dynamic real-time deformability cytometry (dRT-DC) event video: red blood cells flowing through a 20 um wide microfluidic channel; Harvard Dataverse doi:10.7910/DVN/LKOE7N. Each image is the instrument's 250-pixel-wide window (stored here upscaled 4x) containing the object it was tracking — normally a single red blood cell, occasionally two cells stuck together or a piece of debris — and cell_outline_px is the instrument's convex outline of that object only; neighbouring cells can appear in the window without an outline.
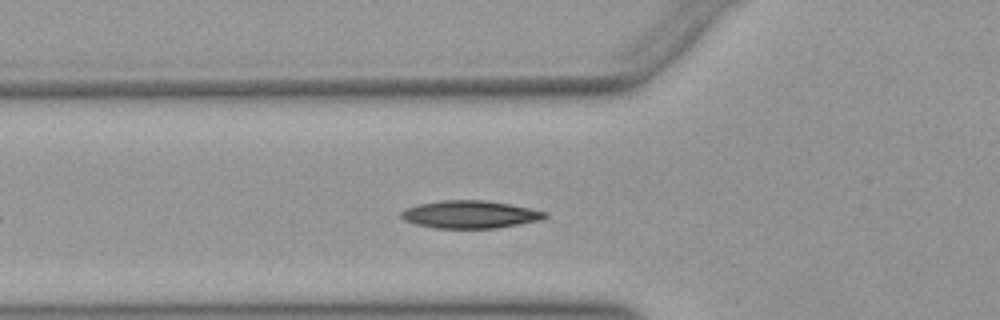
{"species": "Egyptian fruit bat (a non-hibernating species)", "species_latin": "Rousettus aegyptiacus", "temperature_condition": "warm", "stored_images_in_passage": 36, "camera_frame_rate_fps": 3000, "um_per_image_px": 0.085, "animal": {"sex": "female"}, "frame": {"image": 1, "passage_image": 9, "time_ms": 2.667, "image_size_px": [1000, 320], "cell_outline_px": [[548, 216], [540, 220], [496, 228], [436, 228], [416, 224], [404, 220], [400, 216], [400, 212], [408, 208], [420, 204], [444, 200], [484, 200], [508, 204], [548, 212]], "centroid_in_image_um": [39.96, 18.23], "position_along_channel_um": 85.8, "area_um2": 22.89}}
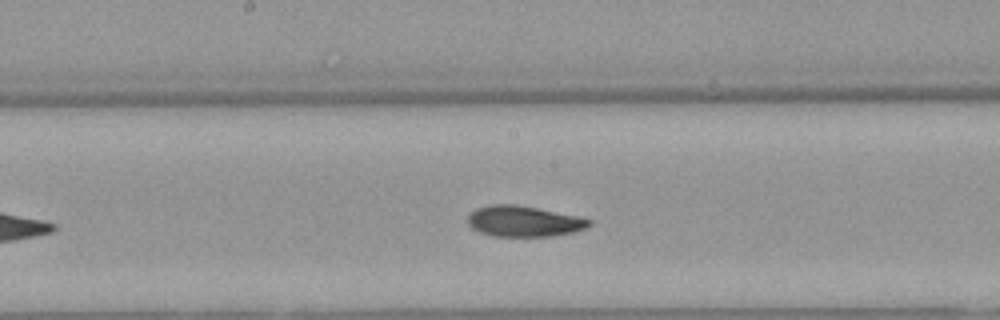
{"frame": {"image": 2, "passage_image": 18, "time_ms": 5.667, "image_size_px": [1000, 320], "cell_outline_px": [[592, 224], [588, 228], [572, 232], [552, 236], [492, 236], [480, 232], [472, 228], [468, 224], [468, 216], [476, 208], [488, 204], [516, 204], [576, 216], [592, 220]], "centroid_in_image_um": [44.51, 18.81], "position_along_channel_um": 203.7, "area_um2": 21.73}}
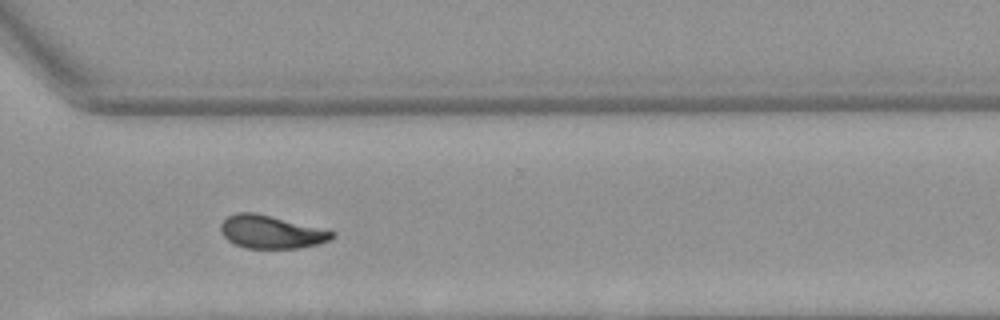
{"frame": {"image": 3, "passage_image": 29, "time_ms": 9.333, "image_size_px": [1000, 320], "cell_outline_px": [[336, 236], [320, 244], [300, 248], [244, 248], [228, 240], [220, 232], [220, 224], [228, 216], [236, 212], [252, 212], [336, 232]], "centroid_in_image_um": [23.02, 19.73], "position_along_channel_um": 347.6, "area_um2": 21.15}, "authors_computed_cell_mechanics": {"area_um2": 21.8484, "velocity_mm_per_s": 3.9245, "shape_relaxation_time_tau1_ms": 4.9525, "shape_relaxation_time_tau2_ms": null, "deformation_change_tau1": 0.1656, "deformation_change_tau2": null}}